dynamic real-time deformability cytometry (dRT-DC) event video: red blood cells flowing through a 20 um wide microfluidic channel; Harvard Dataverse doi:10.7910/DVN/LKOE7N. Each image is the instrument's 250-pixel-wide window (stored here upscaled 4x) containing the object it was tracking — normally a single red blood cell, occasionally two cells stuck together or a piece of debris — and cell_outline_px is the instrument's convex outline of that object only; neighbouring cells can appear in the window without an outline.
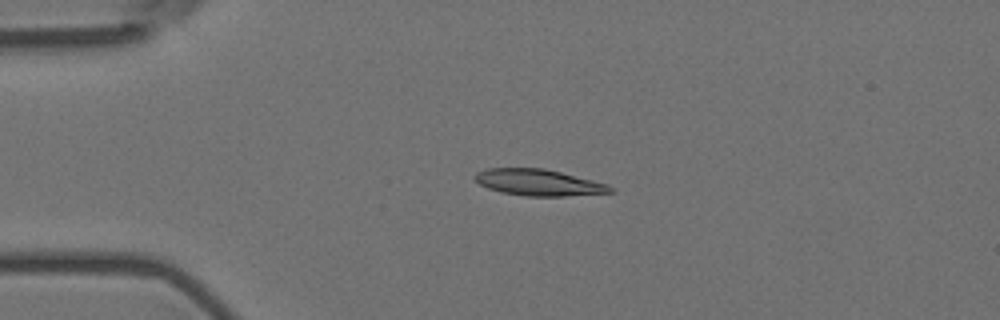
{"species": "Egyptian fruit bat (a non-hibernating species)", "species_latin": "Rousettus aegyptiacus", "temperature_condition": "room temperature", "stored_images_in_passage": 43, "camera_frame_rate_fps": 3000, "um_per_image_px": 0.085, "animal": {"sex": "female"}, "frame": {"image": 1, "passage_image": 1, "time_ms": 0.0, "image_size_px": [1000, 320], "cell_outline_px": [[616, 188], [612, 192], [564, 196], [524, 196], [500, 192], [488, 188], [480, 184], [472, 176], [476, 172], [488, 168], [544, 168], [608, 184]], "centroid_in_image_um": [45.76, 15.51], "position_along_channel_um": 39.2, "area_um2": 20.81}}
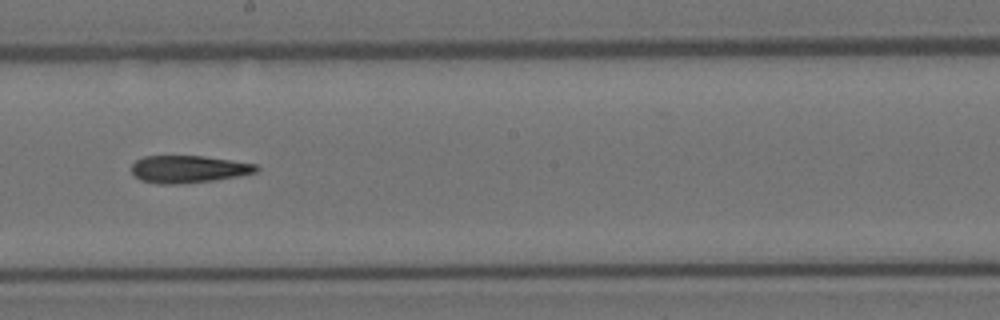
{"frame": {"image": 2, "passage_image": 19, "time_ms": 6.0, "image_size_px": [1000, 320], "cell_outline_px": [[260, 168], [256, 172], [240, 176], [212, 180], [176, 184], [160, 184], [140, 180], [132, 172], [132, 164], [136, 160], [144, 156], [204, 156], [256, 164]], "centroid_in_image_um": [16.02, 14.37], "position_along_channel_um": 232.2, "area_um2": 19.77}}
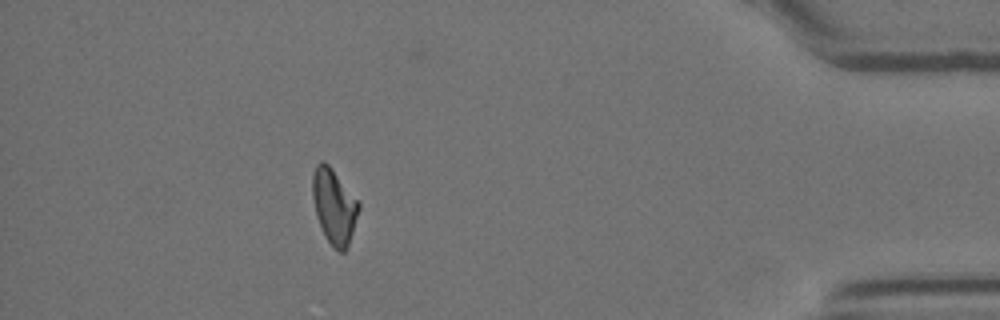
{"frame": {"image": 3, "passage_image": 37, "time_ms": 12.0, "image_size_px": [1000, 320], "cell_outline_px": [[360, 208], [348, 244], [344, 252], [340, 252], [332, 248], [324, 236], [316, 216], [312, 196], [312, 176], [316, 164], [320, 160], [324, 160], [332, 168], [360, 204]], "centroid_in_image_um": [28.37, 17.53], "position_along_channel_um": 406.8, "area_um2": 20.17}, "authors_computed_cell_mechanics": {"area_um2": 20.4612, "velocity_mm_per_s": 3.7303, "shape_relaxation_time_tau1_ms": 7.1597, "shape_relaxation_time_tau2_ms": 3.6342, "deformation_change_tau1": 0.1795, "deformation_change_tau2": 0.1167}}